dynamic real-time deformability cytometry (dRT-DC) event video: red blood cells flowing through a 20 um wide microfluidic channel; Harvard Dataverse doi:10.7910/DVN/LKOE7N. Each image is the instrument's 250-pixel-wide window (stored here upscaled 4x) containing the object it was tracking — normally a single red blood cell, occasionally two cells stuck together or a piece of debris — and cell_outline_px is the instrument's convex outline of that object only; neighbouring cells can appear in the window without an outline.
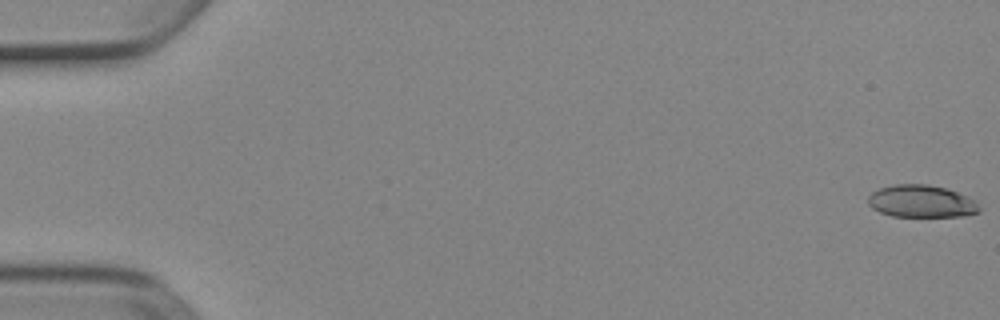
{"species": "Egyptian fruit bat (a non-hibernating species)", "species_latin": "Rousettus aegyptiacus", "temperature_condition": "cold", "stored_images_in_passage": 6, "segment_of_instrument_passage": [1, 2], "camera_frame_rate_fps": 3000, "um_per_image_px": 0.085, "animal": {"sex": "female"}, "frame": {"image": 1, "passage_image": 1, "time_ms": 0.0, "image_size_px": [1000, 320], "cell_outline_px": [[980, 212], [964, 216], [892, 216], [880, 212], [872, 208], [868, 204], [868, 196], [872, 192], [880, 188], [892, 184], [928, 184], [944, 188], [956, 192], [976, 200], [980, 208]], "centroid_in_image_um": [78.31, 17.11], "position_along_channel_um": 6.7, "area_um2": 20.98}}
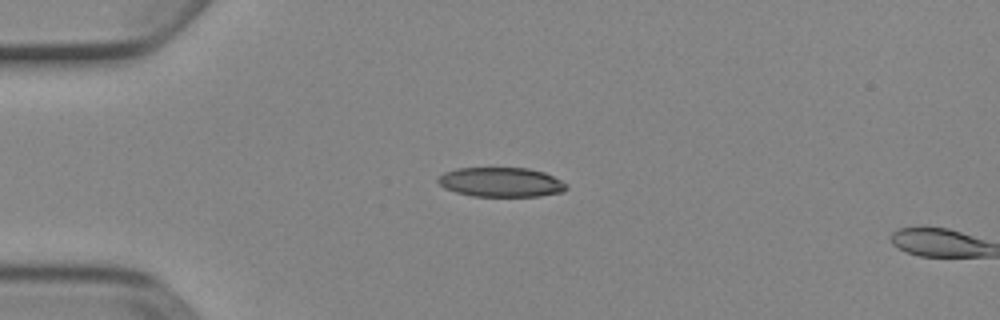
{"frame": {"image": 2, "passage_image": 5, "time_ms": 1.333, "image_size_px": [1000, 320], "cell_outline_px": [[568, 188], [564, 192], [540, 196], [472, 196], [456, 192], [444, 188], [436, 180], [444, 172], [456, 168], [528, 168], [544, 172], [568, 184]], "centroid_in_image_um": [42.6, 15.48], "position_along_channel_um": 42.4, "area_um2": 22.14}}